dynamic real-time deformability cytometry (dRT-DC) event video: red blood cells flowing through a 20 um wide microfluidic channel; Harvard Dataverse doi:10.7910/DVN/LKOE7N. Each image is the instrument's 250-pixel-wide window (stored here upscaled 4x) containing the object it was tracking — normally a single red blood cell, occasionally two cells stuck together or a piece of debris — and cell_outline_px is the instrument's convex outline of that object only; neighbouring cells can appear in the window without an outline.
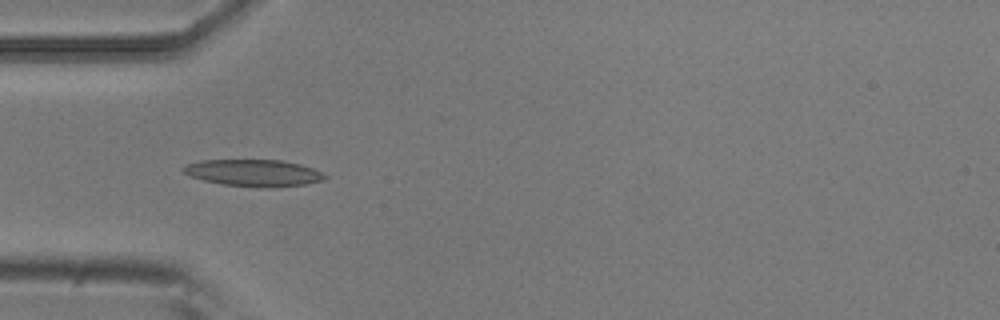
{"species": "common noctule bat (a hibernating species)", "species_latin": "Nyctalus noctula", "temperature_condition": "room temperature", "stored_images_in_passage": 9, "camera_frame_rate_fps": 3000, "um_per_image_px": 0.085, "animal": {"sex": "male", "body_mass_g": 20.5, "forearm_length_mm": 52.5}, "frame": {"image": 1, "passage_image": 3, "time_ms": 0.667, "image_size_px": [1000, 320], "cell_outline_px": [[328, 176], [324, 180], [304, 184], [276, 188], [260, 188], [220, 184], [188, 176], [180, 168], [184, 164], [200, 160], [280, 160], [300, 164], [312, 168]], "centroid_in_image_um": [21.51, 14.7], "position_along_channel_um": 63.5, "area_um2": 22.43}}
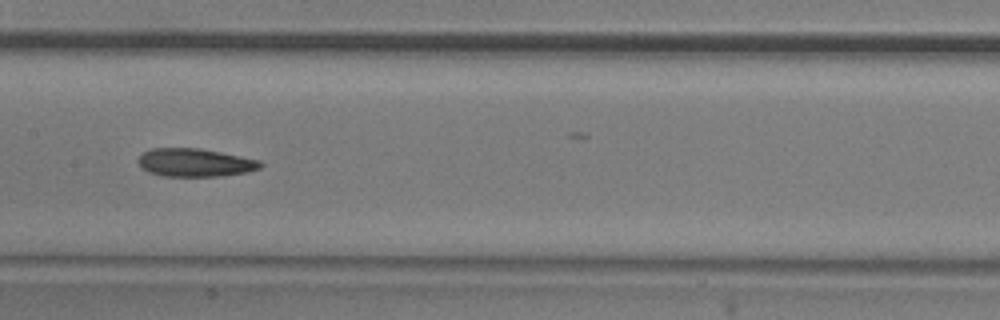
{"frame": {"image": 2, "passage_image": 6, "time_ms": 1.667, "image_size_px": [1000, 320], "cell_outline_px": [[264, 164], [260, 168], [248, 172], [224, 176], [160, 176], [148, 172], [136, 160], [144, 152], [152, 148], [196, 148], [220, 152], [260, 160]], "centroid_in_image_um": [16.59, 13.83], "position_along_channel_um": 190.8, "area_um2": 20.06}}
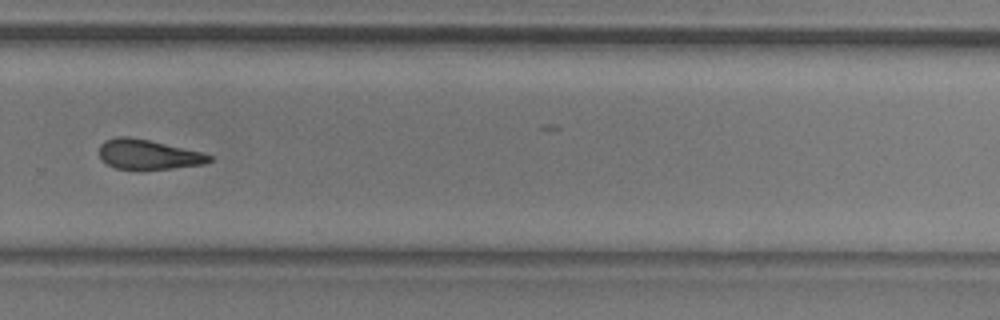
{"frame": {"image": 3, "passage_image": 9, "time_ms": 2.667, "image_size_px": [1000, 320], "cell_outline_px": [[212, 160], [204, 164], [168, 168], [116, 168], [108, 164], [100, 156], [100, 144], [104, 140], [116, 136], [128, 136], [148, 140], [200, 152], [212, 156]], "centroid_in_image_um": [12.57, 13.1], "position_along_channel_um": 317.2, "area_um2": 18.5}}